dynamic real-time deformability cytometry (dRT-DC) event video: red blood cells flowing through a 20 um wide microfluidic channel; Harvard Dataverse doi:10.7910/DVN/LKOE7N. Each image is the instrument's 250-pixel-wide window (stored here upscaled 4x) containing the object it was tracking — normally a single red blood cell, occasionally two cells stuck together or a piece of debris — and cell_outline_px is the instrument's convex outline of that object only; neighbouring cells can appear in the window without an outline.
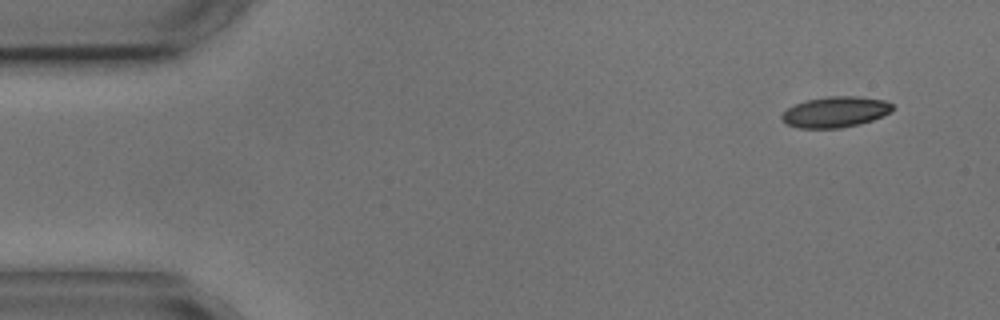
{"species": "common noctule bat (a hibernating species)", "species_latin": "Nyctalus noctula", "temperature_condition": "cold", "stored_images_in_passage": 4, "camera_frame_rate_fps": 3000, "um_per_image_px": 0.085, "animal": {"sex": "male", "body_mass_g": 17.9, "forearm_length_mm": 54.2}, "frame": {"image": 1, "passage_image": 1, "time_ms": 0.0, "image_size_px": [1000, 320], "cell_outline_px": [[892, 108], [888, 112], [872, 120], [860, 124], [840, 128], [796, 128], [788, 124], [780, 116], [788, 108], [804, 100], [828, 96], [856, 96], [884, 100], [892, 104]], "centroid_in_image_um": [70.97, 9.51], "position_along_channel_um": 14.0, "area_um2": 19.65}}
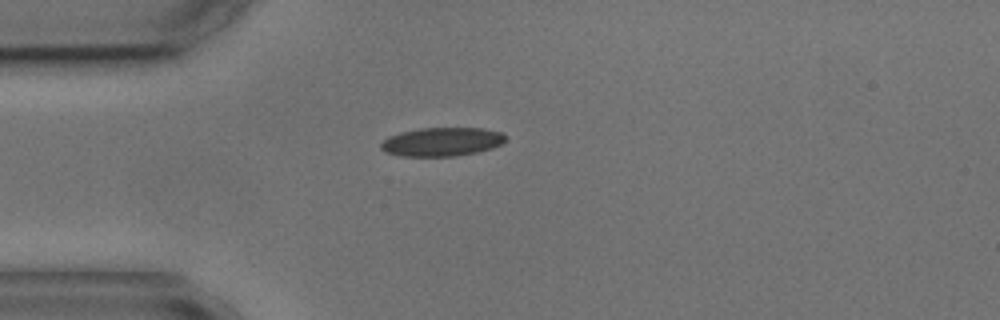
{"frame": {"image": 2, "passage_image": 4, "time_ms": 3.333, "image_size_px": [1000, 320], "cell_outline_px": [[508, 140], [492, 148], [476, 152], [452, 156], [400, 156], [384, 152], [380, 148], [380, 144], [388, 136], [400, 132], [420, 128], [484, 128], [504, 132], [508, 136]], "centroid_in_image_um": [37.58, 12.04], "position_along_channel_um": 47.4, "area_um2": 21.1}}